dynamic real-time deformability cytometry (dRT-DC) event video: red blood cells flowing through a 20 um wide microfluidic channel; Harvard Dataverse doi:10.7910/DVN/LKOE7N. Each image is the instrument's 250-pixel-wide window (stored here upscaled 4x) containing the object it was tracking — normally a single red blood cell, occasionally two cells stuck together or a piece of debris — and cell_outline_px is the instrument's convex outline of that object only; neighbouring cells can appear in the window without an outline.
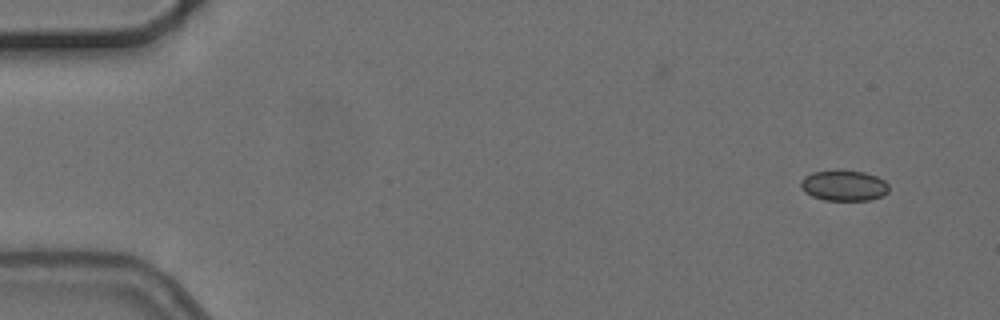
{"species": "common noctule bat (a hibernating species)", "species_latin": "Nyctalus noctula", "temperature_condition": "cold", "stored_images_in_passage": 6, "camera_frame_rate_fps": 3000, "um_per_image_px": 0.085, "animal": {"sex": "female", "body_mass_g": 24.6, "forearm_length_mm": 56.2}, "frame": {"image": 1, "passage_image": 1, "time_ms": 0.0, "image_size_px": [1000, 320], "cell_outline_px": [[888, 192], [884, 196], [868, 200], [824, 200], [812, 196], [804, 192], [800, 188], [800, 180], [804, 176], [812, 172], [836, 168], [840, 168], [864, 172], [876, 176], [884, 180], [888, 184]], "centroid_in_image_um": [71.7, 15.74], "position_along_channel_um": 13.3, "area_um2": 16.3}}
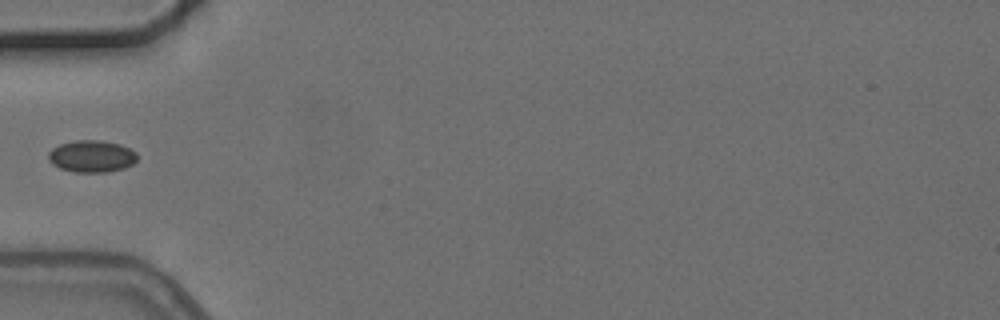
{"frame": {"image": 2, "passage_image": 5, "time_ms": 5.0, "image_size_px": [1000, 320], "cell_outline_px": [[136, 160], [132, 164], [124, 168], [108, 172], [72, 172], [60, 168], [52, 164], [48, 160], [48, 152], [52, 148], [60, 144], [76, 140], [100, 140], [120, 144], [136, 152]], "centroid_in_image_um": [7.76, 13.28], "position_along_channel_um": 77.2, "area_um2": 16.59}}
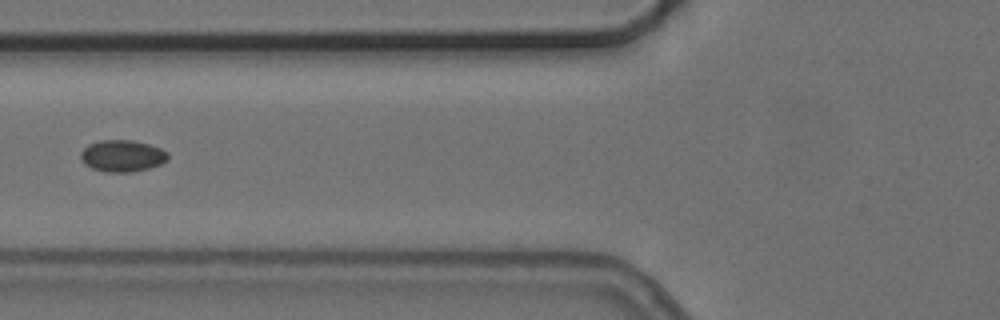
{"frame": {"image": 3, "passage_image": 6, "time_ms": 6.0, "image_size_px": [1000, 320], "cell_outline_px": [[168, 160], [160, 164], [148, 168], [132, 172], [104, 172], [92, 168], [84, 164], [80, 156], [80, 152], [88, 144], [100, 140], [132, 140], [148, 144], [160, 148], [168, 152]], "centroid_in_image_um": [10.38, 13.25], "position_along_channel_um": 115.4, "area_um2": 16.18}}